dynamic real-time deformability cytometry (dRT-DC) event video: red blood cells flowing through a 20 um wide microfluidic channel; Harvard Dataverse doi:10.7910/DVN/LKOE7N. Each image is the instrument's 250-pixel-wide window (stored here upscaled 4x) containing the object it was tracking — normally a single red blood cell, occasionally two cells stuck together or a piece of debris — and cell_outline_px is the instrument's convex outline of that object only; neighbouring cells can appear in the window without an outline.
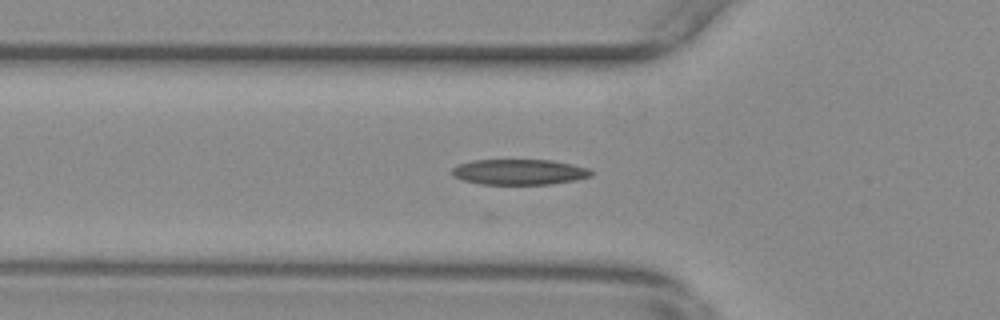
{"species": "common noctule bat (a hibernating species)", "species_latin": "Nyctalus noctula", "temperature_condition": "warm", "stored_images_in_passage": 24, "camera_frame_rate_fps": 3000, "um_per_image_px": 0.085, "animal": {"sex": "female", "body_mass_g": 29.2, "forearm_length_mm": 56.3}, "frame": {"image": 1, "passage_image": 3, "time_ms": 0.667, "image_size_px": [1000, 320], "cell_outline_px": [[596, 172], [592, 176], [552, 184], [480, 184], [464, 180], [452, 176], [452, 168], [456, 164], [472, 160], [552, 160], [572, 164], [588, 168]], "centroid_in_image_um": [44.13, 14.61], "position_along_channel_um": 81.7, "area_um2": 20.81}}
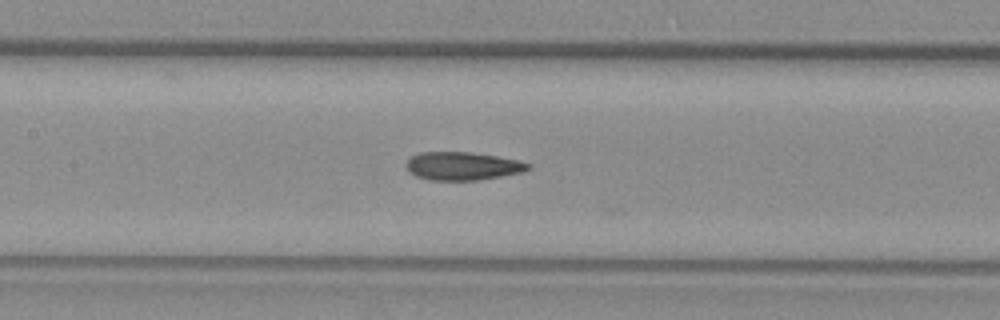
{"frame": {"image": 2, "passage_image": 10, "time_ms": 3.0, "image_size_px": [1000, 320], "cell_outline_px": [[532, 168], [524, 172], [476, 180], [432, 180], [416, 176], [408, 172], [404, 164], [412, 156], [420, 152], [468, 152], [496, 156], [520, 160], [532, 164]], "centroid_in_image_um": [39.33, 14.11], "position_along_channel_um": 168.1, "area_um2": 20.11}}
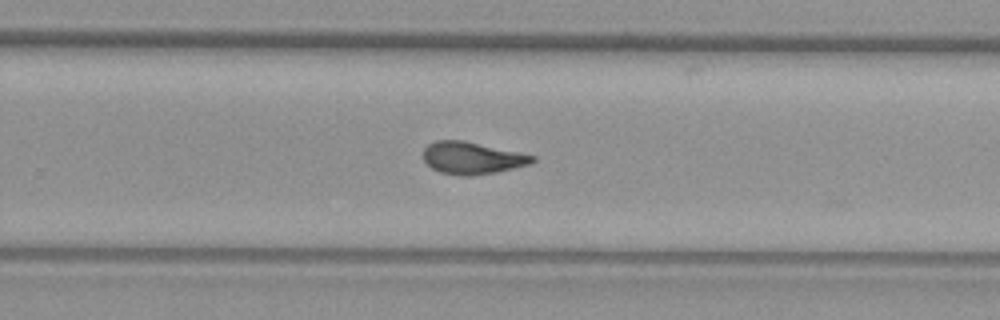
{"frame": {"image": 3, "passage_image": 20, "time_ms": 6.333, "image_size_px": [1000, 320], "cell_outline_px": [[536, 160], [532, 164], [496, 172], [472, 176], [456, 176], [440, 172], [432, 168], [424, 160], [424, 148], [428, 144], [436, 140], [464, 140], [520, 152], [536, 156]], "centroid_in_image_um": [40.16, 13.43], "position_along_channel_um": 289.6, "area_um2": 20.69}}